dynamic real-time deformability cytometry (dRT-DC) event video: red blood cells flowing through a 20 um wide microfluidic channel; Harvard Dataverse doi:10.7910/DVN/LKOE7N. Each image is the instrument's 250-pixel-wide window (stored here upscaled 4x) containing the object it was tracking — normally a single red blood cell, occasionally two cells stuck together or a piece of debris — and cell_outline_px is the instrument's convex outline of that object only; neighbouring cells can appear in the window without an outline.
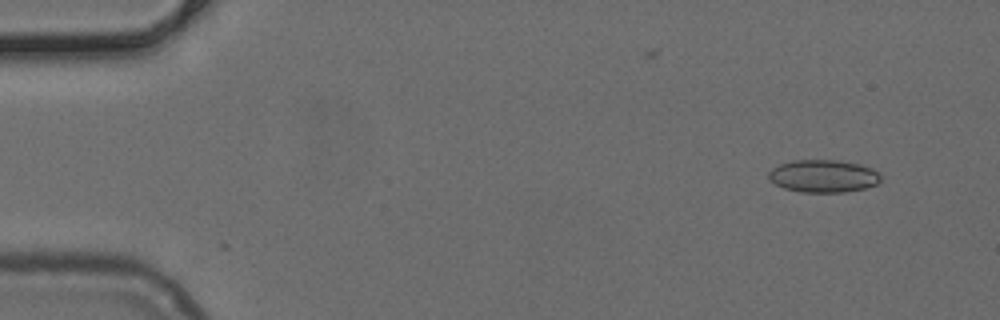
{"species": "common noctule bat (a hibernating species)", "species_latin": "Nyctalus noctula", "temperature_condition": "cold", "stored_images_in_passage": 48, "camera_frame_rate_fps": 3000, "um_per_image_px": 0.085, "animal": {"sex": "female", "body_mass_g": 24.6, "forearm_length_mm": 56.2}, "frame": {"image": 1, "passage_image": 1, "time_ms": 0.0, "image_size_px": [1000, 320], "cell_outline_px": [[880, 180], [876, 184], [864, 188], [844, 192], [800, 192], [784, 188], [776, 184], [768, 176], [768, 172], [772, 168], [780, 164], [792, 160], [836, 160], [856, 164], [872, 168], [880, 176]], "centroid_in_image_um": [69.95, 14.97], "position_along_channel_um": 15.1, "area_um2": 21.04}}
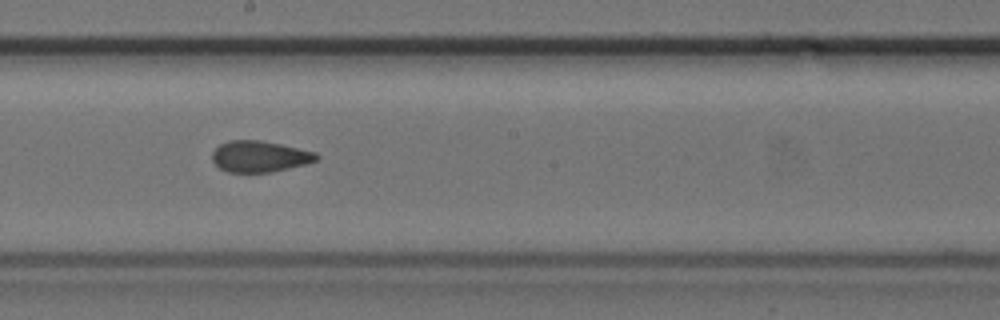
{"frame": {"image": 2, "passage_image": 25, "time_ms": 8.0, "image_size_px": [1000, 320], "cell_outline_px": [[320, 156], [316, 160], [304, 164], [272, 172], [228, 172], [220, 168], [212, 160], [212, 152], [220, 144], [228, 140], [260, 140], [280, 144], [316, 152]], "centroid_in_image_um": [22.05, 13.29], "position_along_channel_um": 226.1, "area_um2": 18.84}}
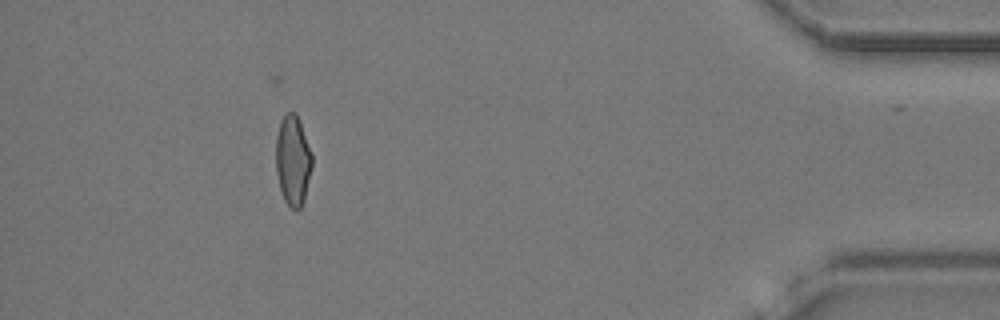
{"frame": {"image": 3, "passage_image": 43, "time_ms": 14.0, "image_size_px": [1000, 320], "cell_outline_px": [[312, 168], [304, 200], [300, 208], [296, 212], [284, 200], [280, 188], [276, 172], [276, 136], [280, 120], [288, 112], [296, 112], [312, 152]], "centroid_in_image_um": [24.9, 13.63], "position_along_channel_um": 410.3, "area_um2": 19.13}}